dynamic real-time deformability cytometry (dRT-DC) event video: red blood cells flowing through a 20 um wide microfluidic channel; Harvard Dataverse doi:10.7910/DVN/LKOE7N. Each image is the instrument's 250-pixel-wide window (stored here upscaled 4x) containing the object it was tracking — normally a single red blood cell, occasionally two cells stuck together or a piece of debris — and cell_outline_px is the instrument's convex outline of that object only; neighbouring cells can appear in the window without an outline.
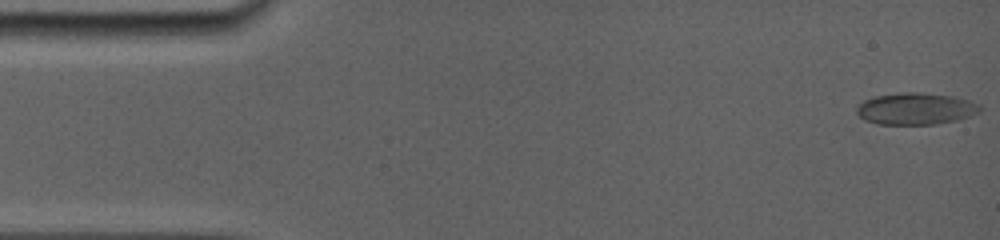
{"species": "common noctule bat (a hibernating species)", "species_latin": "Nyctalus noctula", "temperature_condition": "room temperature", "stored_images_in_passage": 72, "camera_frame_rate_fps": 5000, "um_per_image_px": 0.085, "animal": {"sex": "female", "body_mass_g": 19.0, "forearm_length_mm": 56.7}, "frame": {"image": 1, "passage_image": 1, "time_ms": 0.0, "image_size_px": [1000, 240], "cell_outline_px": [[980, 112], [956, 120], [936, 124], [876, 124], [864, 120], [856, 112], [856, 108], [864, 100], [876, 96], [904, 92], [920, 92], [952, 96], [968, 100], [980, 104]], "centroid_in_image_um": [77.82, 9.24], "position_along_channel_um": 7.2, "area_um2": 22.72}}
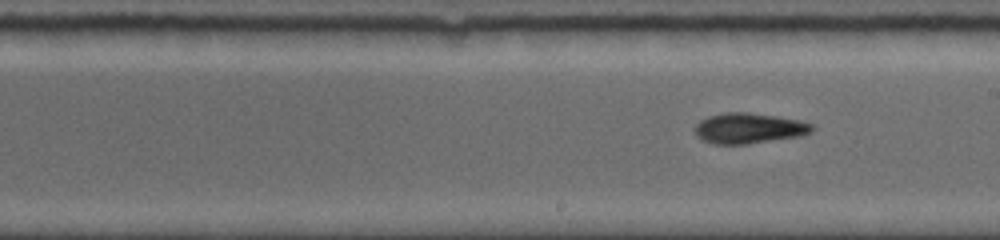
{"frame": {"image": 2, "passage_image": 42, "time_ms": 8.8, "image_size_px": [1000, 240], "cell_outline_px": [[816, 128], [812, 132], [800, 136], [744, 144], [712, 144], [700, 140], [696, 136], [696, 124], [700, 120], [708, 116], [724, 112], [748, 112], [776, 116], [800, 120], [812, 124]], "centroid_in_image_um": [63.65, 10.9], "position_along_channel_um": 225.4, "area_um2": 20.92}}
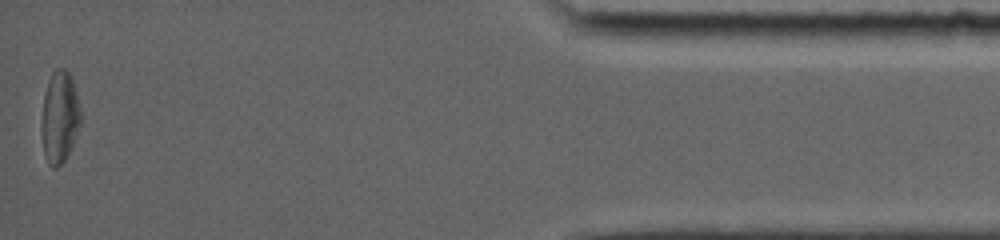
{"frame": {"image": 3, "passage_image": 72, "time_ms": 15.8, "image_size_px": [1000, 240], "cell_outline_px": [[80, 124], [72, 144], [64, 160], [56, 168], [52, 168], [48, 164], [44, 152], [40, 128], [40, 124], [44, 92], [48, 80], [52, 72], [56, 68], [64, 68], [68, 72], [72, 80], [76, 92], [80, 108]], "centroid_in_image_um": [5.03, 9.93], "position_along_channel_um": 430.2, "area_um2": 20.92}, "authors_computed_cell_mechanics": {"area_um2": 20.6635, "velocity_mm_per_s": 3.8685, "shape_relaxation_time_tau1_ms": 4.1217, "shape_relaxation_time_tau2_ms": 4.302, "deformation_change_tau1": 0.1479, "deformation_change_tau2": 0.1176}}